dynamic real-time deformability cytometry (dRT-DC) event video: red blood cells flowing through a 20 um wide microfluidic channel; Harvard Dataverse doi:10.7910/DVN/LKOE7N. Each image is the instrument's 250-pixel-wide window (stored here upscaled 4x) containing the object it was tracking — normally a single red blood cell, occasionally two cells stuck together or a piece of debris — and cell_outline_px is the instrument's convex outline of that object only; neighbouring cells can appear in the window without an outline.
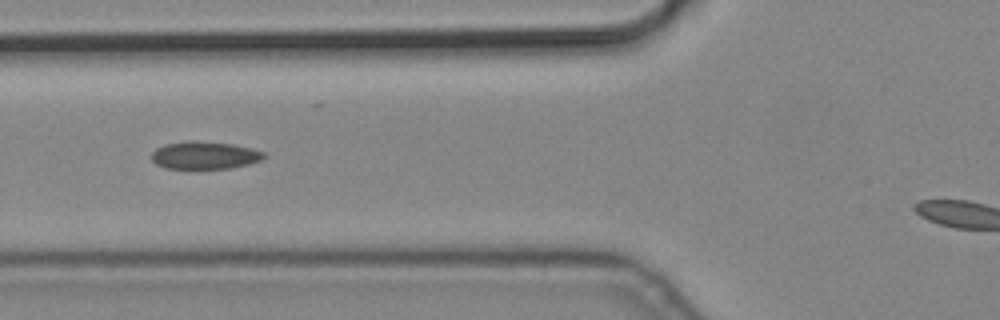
{"species": "common noctule bat (a hibernating species)", "species_latin": "Nyctalus noctula", "temperature_condition": "cold", "stored_images_in_passage": 6, "segment_of_instrument_passage": [1, 2], "camera_frame_rate_fps": 3000, "um_per_image_px": 0.085, "animal": {"sex": "male", "body_mass_g": 19.2, "forearm_length_mm": 51.8}, "frame": {"image": 1, "passage_image": 2, "time_ms": 0.333, "image_size_px": [1000, 320], "cell_outline_px": [[268, 156], [260, 160], [248, 164], [228, 168], [164, 168], [156, 164], [152, 160], [152, 152], [156, 148], [164, 144], [192, 140], [232, 144], [252, 148], [264, 152]], "centroid_in_image_um": [17.39, 13.19], "position_along_channel_um": 108.4, "area_um2": 18.03}}
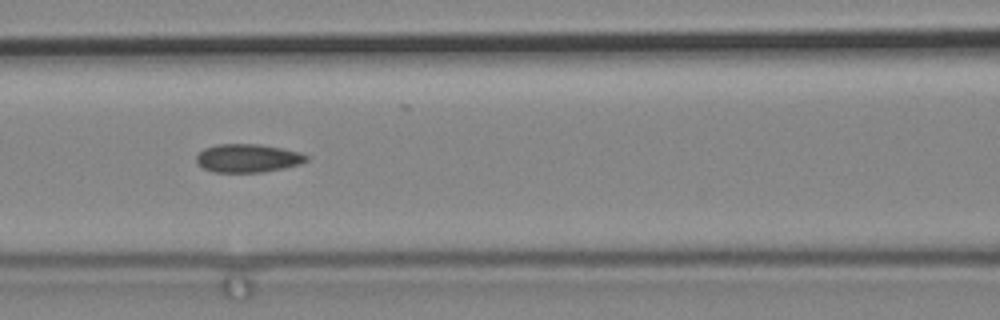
{"frame": {"image": 2, "passage_image": 3, "time_ms": 0.667, "image_size_px": [1000, 320], "cell_outline_px": [[308, 160], [300, 164], [284, 168], [264, 172], [212, 172], [196, 164], [196, 156], [204, 148], [216, 144], [256, 144], [284, 148], [300, 152], [308, 156]], "centroid_in_image_um": [21.06, 13.44], "position_along_channel_um": 145.5, "area_um2": 18.32}}
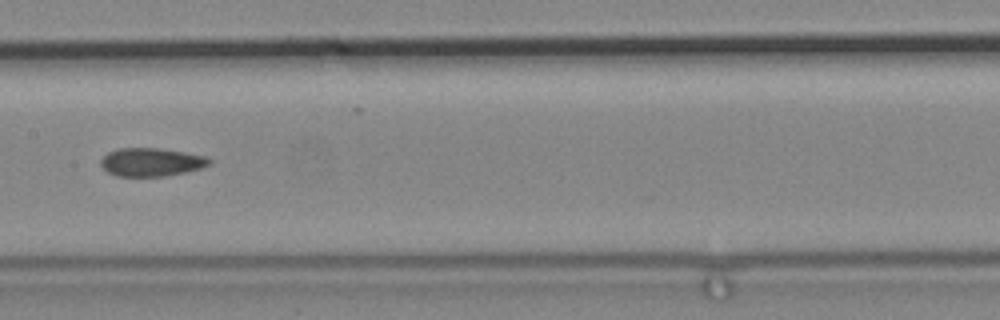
{"frame": {"image": 3, "passage_image": 4, "time_ms": 1.0, "image_size_px": [1000, 320], "cell_outline_px": [[212, 160], [208, 164], [200, 168], [184, 172], [164, 176], [116, 176], [108, 172], [100, 164], [100, 160], [108, 152], [116, 148], [160, 148], [184, 152], [204, 156]], "centroid_in_image_um": [12.81, 13.77], "position_along_channel_um": 194.6, "area_um2": 17.74}}